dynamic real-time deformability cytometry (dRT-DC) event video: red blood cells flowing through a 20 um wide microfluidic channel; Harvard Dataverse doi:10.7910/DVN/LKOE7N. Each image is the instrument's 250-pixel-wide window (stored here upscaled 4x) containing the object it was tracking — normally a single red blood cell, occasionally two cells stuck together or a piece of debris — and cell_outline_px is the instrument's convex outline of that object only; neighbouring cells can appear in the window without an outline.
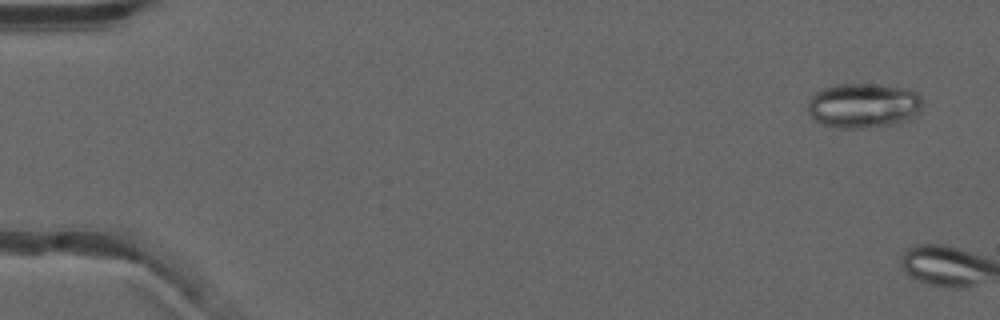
{"species": "common noctule bat (a hibernating species)", "species_latin": "Nyctalus noctula", "temperature_condition": "warm", "stored_images_in_passage": 5, "camera_frame_rate_fps": 3000, "um_per_image_px": 0.085, "animal": {"sex": "male", "forearm_length_mm": 52.5}, "frame": {"image": 1, "passage_image": 3, "time_ms": 0.667, "image_size_px": [1000, 320], "cell_outline_px": [[924, 100], [920, 108], [908, 120], [900, 124], [868, 128], [836, 128], [824, 124], [816, 120], [808, 112], [808, 100], [820, 88], [832, 84], [880, 84], [904, 88], [916, 92]], "centroid_in_image_um": [73.39, 8.97], "position_along_channel_um": 11.6, "area_um2": 30.35}}